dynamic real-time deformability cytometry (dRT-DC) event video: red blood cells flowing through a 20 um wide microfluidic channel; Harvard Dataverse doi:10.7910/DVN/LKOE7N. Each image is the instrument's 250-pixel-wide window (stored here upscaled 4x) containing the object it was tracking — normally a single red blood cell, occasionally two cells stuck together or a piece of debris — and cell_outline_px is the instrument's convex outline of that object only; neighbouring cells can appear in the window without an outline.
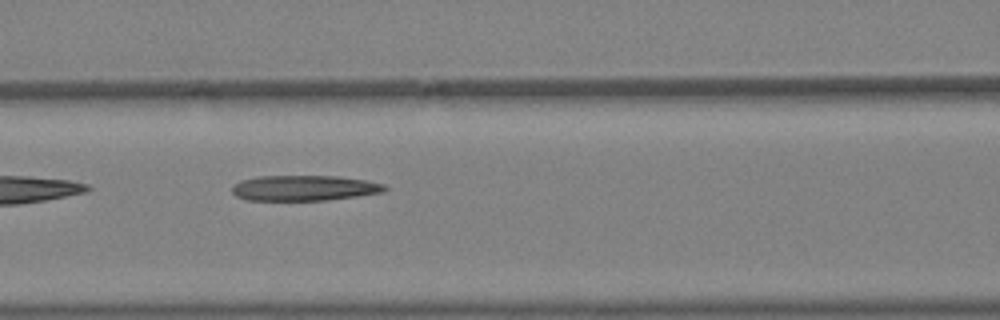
{"species": "Egyptian fruit bat (a non-hibernating species)", "species_latin": "Rousettus aegyptiacus", "temperature_condition": "warm", "stored_images_in_passage": 5, "camera_frame_rate_fps": 3000, "um_per_image_px": 0.085, "animal": {"sex": "female"}, "frame": {"image": 1, "passage_image": 5, "time_ms": 1.333, "image_size_px": [1000, 320], "cell_outline_px": [[388, 188], [384, 192], [328, 200], [244, 200], [236, 196], [232, 192], [232, 184], [240, 180], [256, 176], [340, 176], [364, 180], [384, 184]], "centroid_in_image_um": [25.81, 15.98], "position_along_channel_um": 140.8, "area_um2": 22.77}}